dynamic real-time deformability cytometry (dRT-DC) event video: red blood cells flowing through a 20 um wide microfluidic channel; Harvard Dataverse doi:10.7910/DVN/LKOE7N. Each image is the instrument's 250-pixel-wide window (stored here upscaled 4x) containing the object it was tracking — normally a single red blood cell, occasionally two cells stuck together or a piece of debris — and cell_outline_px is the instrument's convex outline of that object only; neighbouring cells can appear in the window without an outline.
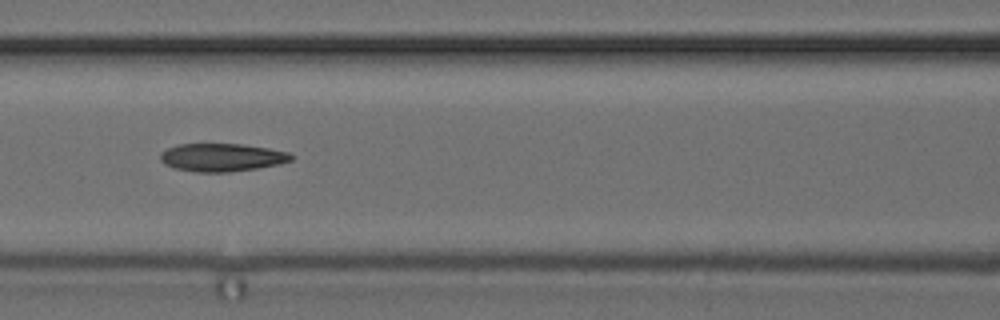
{"species": "common noctule bat (a hibernating species)", "species_latin": "Nyctalus noctula", "temperature_condition": "cold", "stored_images_in_passage": 50, "camera_frame_rate_fps": 3000, "um_per_image_px": 0.085, "animal": {"sex": "female", "body_mass_g": 24.6, "forearm_length_mm": 56.2}, "frame": {"image": 1, "passage_image": 22, "time_ms": 7.0, "image_size_px": [1000, 320], "cell_outline_px": [[296, 156], [292, 160], [280, 164], [256, 168], [228, 172], [196, 172], [176, 168], [164, 164], [160, 160], [160, 152], [168, 148], [180, 144], [244, 144], [268, 148], [288, 152]], "centroid_in_image_um": [18.88, 13.37], "position_along_channel_um": 147.7, "area_um2": 21.39}}